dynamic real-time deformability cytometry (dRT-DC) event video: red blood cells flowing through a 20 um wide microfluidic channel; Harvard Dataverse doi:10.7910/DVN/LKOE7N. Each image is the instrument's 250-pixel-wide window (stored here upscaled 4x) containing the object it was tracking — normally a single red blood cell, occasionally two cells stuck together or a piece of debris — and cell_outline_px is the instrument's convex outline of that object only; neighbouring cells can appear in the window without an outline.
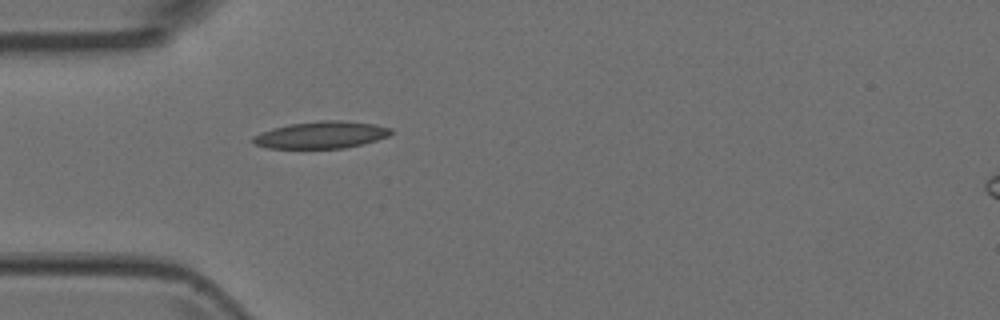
{"species": "Egyptian fruit bat (a non-hibernating species)", "species_latin": "Rousettus aegyptiacus", "temperature_condition": "room temperature", "stored_images_in_passage": 5, "segment_of_instrument_passage": [1, 2], "camera_frame_rate_fps": 3000, "um_per_image_px": 0.085, "animal": {"sex": "female"}, "frame": {"image": 1, "passage_image": 4, "time_ms": 1.0, "image_size_px": [1000, 320], "cell_outline_px": [[392, 132], [388, 136], [376, 140], [344, 148], [268, 148], [256, 144], [252, 140], [252, 136], [272, 128], [288, 124], [320, 120], [340, 120], [376, 124], [392, 128]], "centroid_in_image_um": [27.31, 11.45], "position_along_channel_um": 57.7, "area_um2": 21.68}}